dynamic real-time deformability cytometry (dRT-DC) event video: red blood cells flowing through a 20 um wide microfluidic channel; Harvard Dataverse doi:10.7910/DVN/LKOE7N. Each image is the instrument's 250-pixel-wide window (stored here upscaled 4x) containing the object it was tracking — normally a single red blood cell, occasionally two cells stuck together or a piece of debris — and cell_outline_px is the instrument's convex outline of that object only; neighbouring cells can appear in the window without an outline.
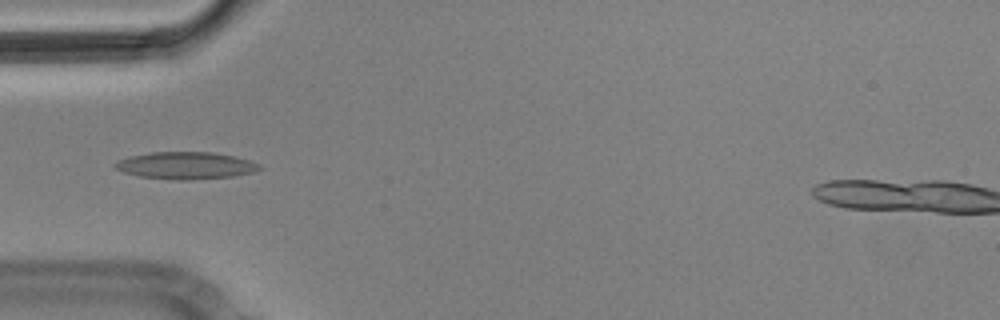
{"species": "Egyptian fruit bat (a non-hibernating species)", "species_latin": "Rousettus aegyptiacus", "temperature_condition": "cold", "stored_images_in_passage": 5, "camera_frame_rate_fps": 3000, "um_per_image_px": 0.085, "animal": {"sex": "male"}, "frame": {"image": 1, "passage_image": 5, "time_ms": 1.333, "image_size_px": [1000, 320], "cell_outline_px": [[260, 168], [252, 172], [232, 176], [192, 180], [172, 180], [140, 176], [124, 172], [116, 168], [112, 164], [116, 160], [132, 156], [152, 152], [212, 152], [236, 156], [260, 164]], "centroid_in_image_um": [15.76, 14.07], "position_along_channel_um": 69.2, "area_um2": 22.77}}